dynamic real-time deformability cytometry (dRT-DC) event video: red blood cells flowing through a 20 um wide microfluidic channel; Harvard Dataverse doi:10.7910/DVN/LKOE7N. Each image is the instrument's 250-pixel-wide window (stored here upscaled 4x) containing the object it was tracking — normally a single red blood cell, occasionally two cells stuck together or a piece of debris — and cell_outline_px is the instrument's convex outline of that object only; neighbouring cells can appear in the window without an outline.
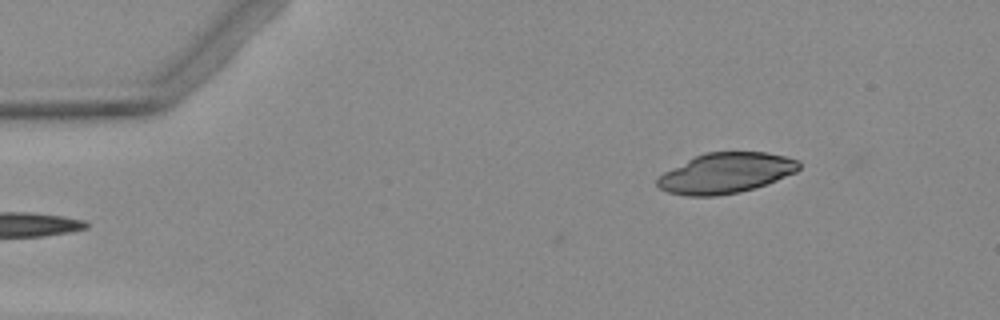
{"species": "Egyptian fruit bat (a non-hibernating species)", "species_latin": "Rousettus aegyptiacus", "temperature_condition": "warm", "stored_images_in_passage": 3, "camera_frame_rate_fps": 3000, "um_per_image_px": 0.085, "animal": {"sex": "female"}, "frame": {"image": 1, "passage_image": 3, "time_ms": 2.667, "image_size_px": [1000, 320], "cell_outline_px": [[800, 168], [796, 172], [776, 180], [740, 192], [716, 196], [684, 196], [668, 192], [660, 188], [656, 184], [656, 180], [664, 172], [696, 156], [708, 152], [768, 152], [800, 160]], "centroid_in_image_um": [61.7, 14.71], "position_along_channel_um": 23.3, "area_um2": 33.06}}